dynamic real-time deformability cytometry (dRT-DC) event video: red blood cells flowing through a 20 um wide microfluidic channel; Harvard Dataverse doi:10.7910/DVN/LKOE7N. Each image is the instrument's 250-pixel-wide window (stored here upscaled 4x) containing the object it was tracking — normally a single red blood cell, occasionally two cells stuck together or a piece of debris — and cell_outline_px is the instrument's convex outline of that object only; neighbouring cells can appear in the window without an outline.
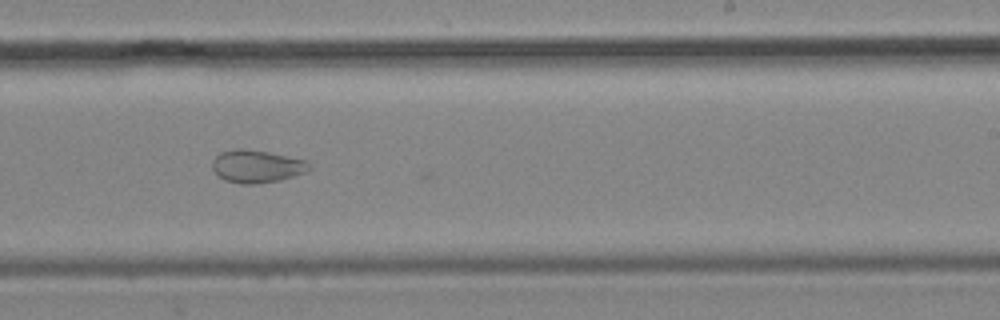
{"species": "common noctule bat (a hibernating species)", "species_latin": "Nyctalus noctula", "temperature_condition": "cold", "stored_images_in_passage": 15, "camera_frame_rate_fps": 3000, "um_per_image_px": 0.085, "animal": {"sex": "male", "body_mass_g": 19.2, "forearm_length_mm": 51.8}, "frame": {"image": 1, "passage_image": 14, "time_ms": 16.333, "image_size_px": [1000, 320], "cell_outline_px": [[312, 168], [304, 172], [280, 180], [256, 184], [240, 184], [224, 180], [212, 168], [212, 160], [220, 152], [236, 148], [244, 148], [268, 152], [308, 160], [312, 164]], "centroid_in_image_um": [21.84, 14.13], "position_along_channel_um": 267.2, "area_um2": 18.61}}